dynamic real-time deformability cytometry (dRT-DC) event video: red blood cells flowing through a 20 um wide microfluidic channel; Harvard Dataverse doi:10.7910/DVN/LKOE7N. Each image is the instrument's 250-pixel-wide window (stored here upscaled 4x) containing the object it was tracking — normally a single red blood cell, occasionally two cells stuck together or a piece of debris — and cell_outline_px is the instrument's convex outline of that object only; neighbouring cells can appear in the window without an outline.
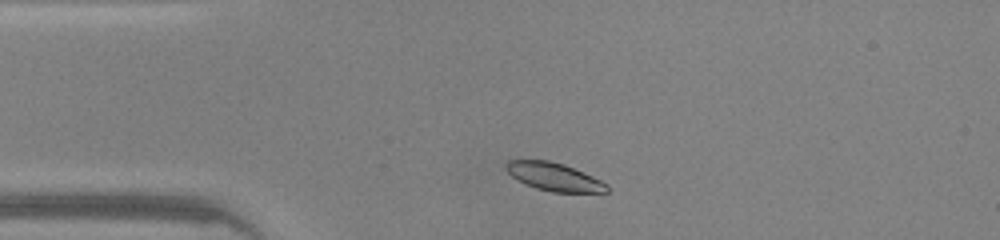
{"species": "common noctule bat (a hibernating species)", "species_latin": "Nyctalus noctula", "temperature_condition": "warm", "stored_images_in_passage": 40, "camera_frame_rate_fps": 3000, "um_per_image_px": 0.085, "animal": {"sex": "male", "body_mass_g": 20.0, "forearm_length_mm": 53.3}, "frame": {"image": 1, "passage_image": 3, "time_ms": 0.667, "image_size_px": [1000, 240], "cell_outline_px": [[608, 192], [552, 192], [536, 188], [524, 184], [512, 176], [504, 168], [504, 164], [508, 160], [548, 160], [564, 164], [592, 176], [608, 184]], "centroid_in_image_um": [47.07, 15.02], "position_along_channel_um": 37.9, "area_um2": 16.47}}
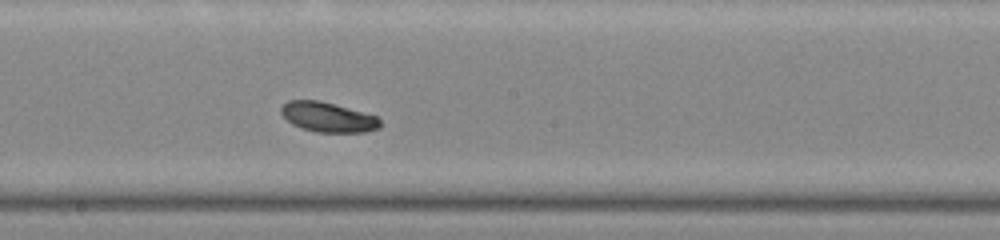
{"frame": {"image": 2, "passage_image": 18, "time_ms": 5.667, "image_size_px": [1000, 240], "cell_outline_px": [[380, 128], [364, 132], [316, 132], [300, 128], [292, 124], [280, 112], [280, 108], [288, 100], [320, 100], [376, 116], [380, 120]], "centroid_in_image_um": [27.85, 9.96], "position_along_channel_um": 220.4, "area_um2": 17.11}}
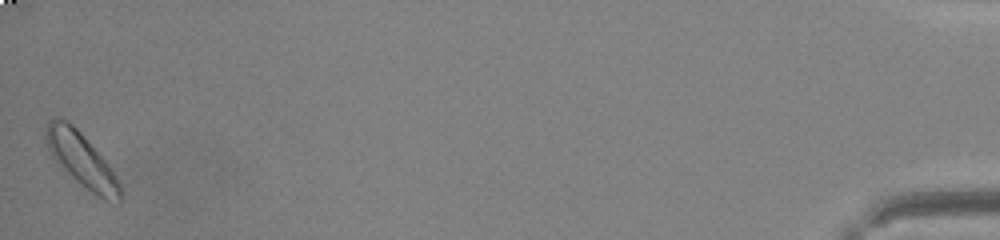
{"frame": {"image": 3, "passage_image": 40, "time_ms": 13.0, "image_size_px": [1000, 240], "cell_outline_px": [[120, 204], [116, 204], [104, 200], [96, 196], [60, 168], [52, 156], [44, 140], [44, 128], [48, 120], [52, 116], [56, 116], [68, 120], [84, 136], [108, 164], [120, 184]], "centroid_in_image_um": [6.87, 13.56], "position_along_channel_um": 428.3, "area_um2": 23.64}, "authors_computed_cell_mechanics": {"area_um2": 17.7157, "velocity_mm_per_s": 4.1801, "shape_relaxation_time_tau1_ms": 1.3778, "shape_relaxation_time_tau2_ms": null, "deformation_change_tau1": 0.0818, "deformation_change_tau2": null}}